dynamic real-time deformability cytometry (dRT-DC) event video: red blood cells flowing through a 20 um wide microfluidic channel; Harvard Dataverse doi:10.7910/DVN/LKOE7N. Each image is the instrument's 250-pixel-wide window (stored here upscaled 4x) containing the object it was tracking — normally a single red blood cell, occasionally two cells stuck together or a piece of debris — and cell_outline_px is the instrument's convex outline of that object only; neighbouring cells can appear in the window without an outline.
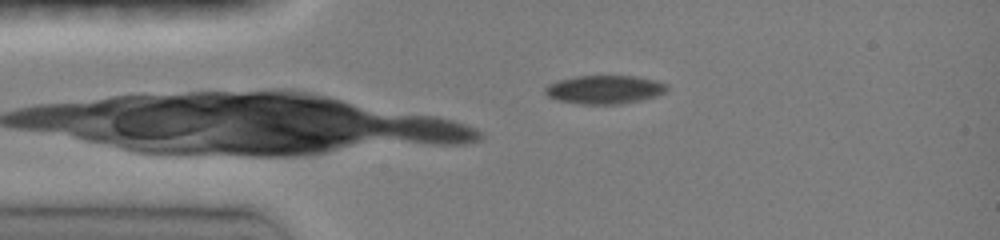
{"species": "common noctule bat (a hibernating species)", "species_latin": "Nyctalus noctula", "temperature_condition": "room temperature", "stored_images_in_passage": 11, "camera_frame_rate_fps": 3000, "um_per_image_px": 0.085, "animal": {"sex": "female", "body_mass_g": 19.0, "forearm_length_mm": 51.5}, "frame": {"image": 1, "passage_image": 11, "time_ms": 3.0, "image_size_px": [1000, 240], "cell_outline_px": [[668, 92], [656, 96], [640, 100], [620, 104], [580, 104], [556, 100], [548, 96], [544, 92], [544, 88], [548, 84], [556, 80], [576, 76], [636, 76], [656, 80], [668, 84]], "centroid_in_image_um": [51.39, 7.61], "position_along_channel_um": 33.6, "area_um2": 20.52}}